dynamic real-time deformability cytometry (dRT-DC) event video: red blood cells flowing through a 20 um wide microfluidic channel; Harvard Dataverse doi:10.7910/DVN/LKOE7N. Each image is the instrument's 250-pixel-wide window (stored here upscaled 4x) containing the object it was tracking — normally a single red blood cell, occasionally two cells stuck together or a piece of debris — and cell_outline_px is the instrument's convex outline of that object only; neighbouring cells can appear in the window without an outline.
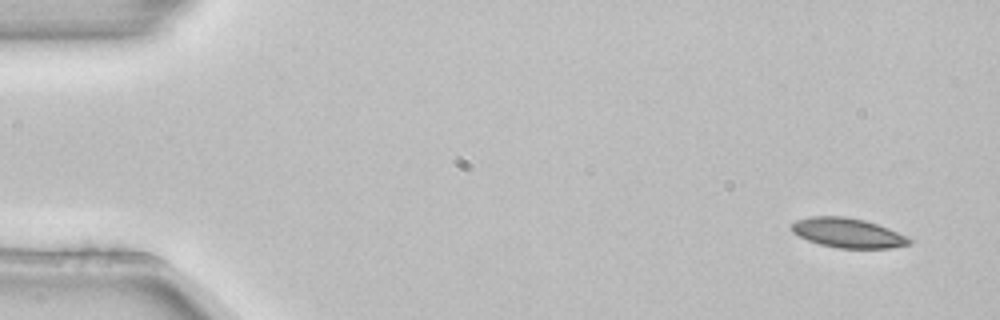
{"species": "common noctule bat (a hibernating species)", "species_latin": "Nyctalus noctula", "temperature_condition": "room temperature", "stored_images_in_passage": 4, "camera_frame_rate_fps": 3000, "um_per_image_px": 0.085, "animal": {"sex": "female", "body_mass_g": 22.7, "forearm_length_mm": 54.2}, "frame": {"image": 1, "passage_image": 1, "time_ms": 0.0, "image_size_px": [1000, 320], "cell_outline_px": [[912, 244], [888, 248], [840, 248], [820, 244], [808, 240], [792, 232], [792, 224], [796, 220], [812, 216], [844, 216], [864, 220], [888, 228], [908, 236], [912, 240]], "centroid_in_image_um": [72.09, 19.79], "position_along_channel_um": 12.9, "area_um2": 20.17}}
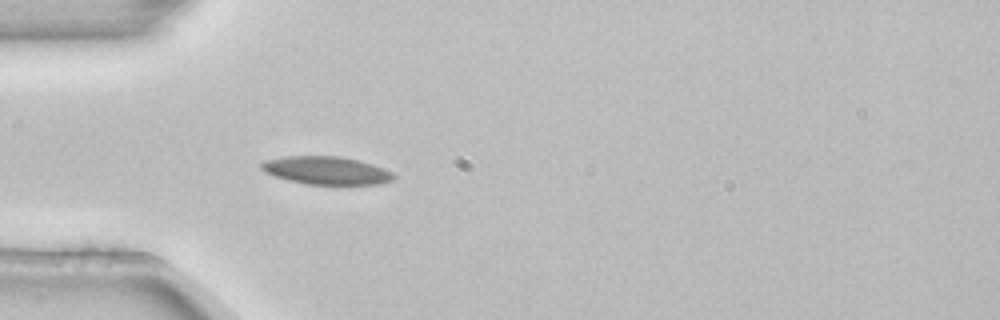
{"frame": {"image": 2, "passage_image": 4, "time_ms": 1.0, "image_size_px": [1000, 320], "cell_outline_px": [[396, 180], [380, 184], [308, 184], [288, 180], [264, 172], [260, 168], [260, 164], [264, 160], [284, 156], [340, 156], [360, 160], [384, 168], [392, 172], [396, 176]], "centroid_in_image_um": [27.77, 14.48], "position_along_channel_um": 57.2, "area_um2": 21.73}}